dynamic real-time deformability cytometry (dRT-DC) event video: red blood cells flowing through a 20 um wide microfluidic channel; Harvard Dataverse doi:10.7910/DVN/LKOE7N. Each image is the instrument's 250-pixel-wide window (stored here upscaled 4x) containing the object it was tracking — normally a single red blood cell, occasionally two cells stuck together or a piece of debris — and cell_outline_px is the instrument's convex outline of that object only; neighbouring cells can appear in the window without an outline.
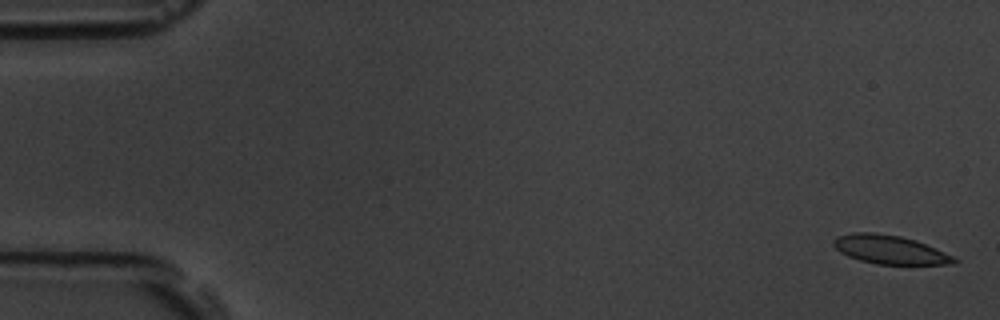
{"species": "common noctule bat (a hibernating species)", "species_latin": "Nyctalus noctula", "temperature_condition": "room temperature", "stored_images_in_passage": 6, "camera_frame_rate_fps": 3000, "um_per_image_px": 0.085, "animal": {"sex": "male", "body_mass_g": 19.5, "forearm_length_mm": 54.6}, "frame": {"image": 1, "passage_image": 1, "time_ms": 0.0, "image_size_px": [1000, 320], "cell_outline_px": [[960, 260], [956, 264], [876, 264], [860, 260], [848, 256], [840, 252], [832, 244], [832, 240], [836, 236], [852, 232], [876, 232], [900, 236], [916, 240], [936, 248]], "centroid_in_image_um": [75.62, 21.21], "position_along_channel_um": 9.4, "area_um2": 20.29}}
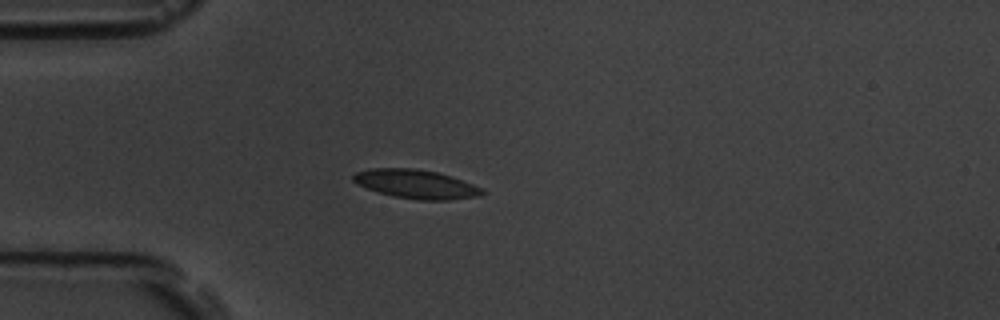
{"frame": {"image": 2, "passage_image": 5, "time_ms": 4.667, "image_size_px": [1000, 320], "cell_outline_px": [[484, 192], [480, 196], [448, 200], [420, 200], [392, 196], [356, 184], [352, 180], [352, 176], [356, 172], [372, 168], [416, 168], [436, 172], [452, 176], [484, 188]], "centroid_in_image_um": [35.38, 15.64], "position_along_channel_um": 49.6, "area_um2": 21.73}}